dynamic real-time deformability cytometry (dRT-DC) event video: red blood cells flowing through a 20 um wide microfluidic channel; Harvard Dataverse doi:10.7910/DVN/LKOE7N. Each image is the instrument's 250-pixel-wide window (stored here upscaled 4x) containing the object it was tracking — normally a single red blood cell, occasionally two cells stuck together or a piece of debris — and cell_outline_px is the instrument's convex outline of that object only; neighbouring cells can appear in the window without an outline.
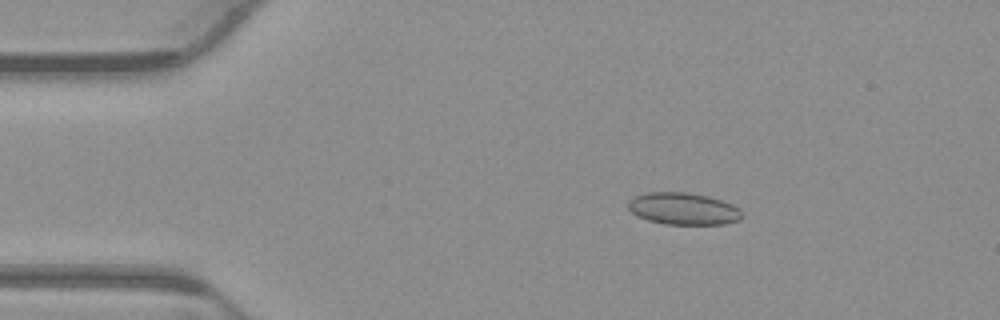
{"species": "common noctule bat (a hibernating species)", "species_latin": "Nyctalus noctula", "temperature_condition": "warm", "stored_images_in_passage": 53, "camera_frame_rate_fps": 3000, "um_per_image_px": 0.085, "animal": {"sex": "male", "body_mass_g": 23.1, "forearm_length_mm": 52.7}, "frame": {"image": 1, "passage_image": 9, "time_ms": 2.667, "image_size_px": [1000, 320], "cell_outline_px": [[744, 216], [740, 220], [724, 224], [664, 224], [648, 220], [632, 212], [628, 208], [628, 200], [636, 196], [648, 192], [688, 192], [708, 196], [732, 204], [740, 208], [744, 212]], "centroid_in_image_um": [58.13, 17.74], "position_along_channel_um": 26.9, "area_um2": 21.33}}
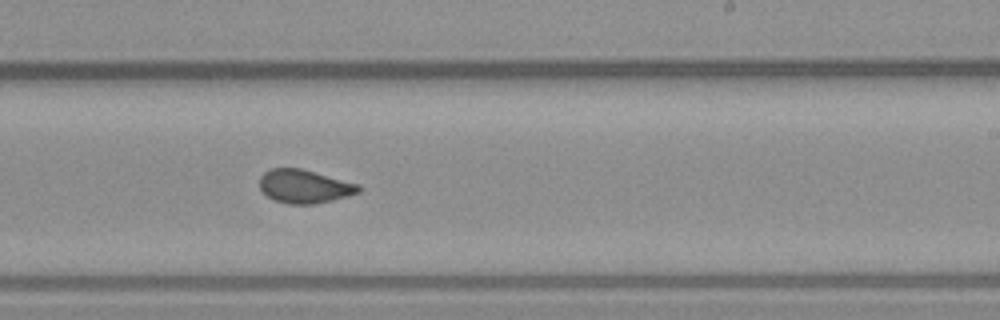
{"frame": {"image": 2, "passage_image": 32, "time_ms": 10.333, "image_size_px": [1000, 320], "cell_outline_px": [[364, 188], [360, 192], [348, 196], [316, 204], [288, 204], [272, 200], [260, 188], [260, 176], [264, 172], [272, 168], [300, 168], [360, 184]], "centroid_in_image_um": [25.91, 15.85], "position_along_channel_um": 263.1, "area_um2": 19.48}}
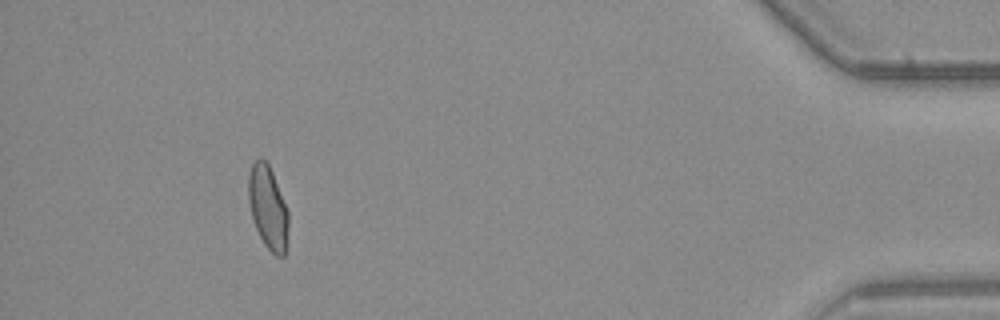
{"frame": {"image": 3, "passage_image": 49, "time_ms": 16.0, "image_size_px": [1000, 320], "cell_outline_px": [[288, 228], [284, 256], [276, 256], [264, 244], [252, 220], [248, 200], [248, 176], [252, 164], [260, 156], [268, 164], [272, 172], [288, 212]], "centroid_in_image_um": [22.75, 17.63], "position_along_channel_um": 412.4, "area_um2": 19.19}, "authors_computed_cell_mechanics": {"area_um2": 19.8832, "velocity_mm_per_s": 3.8421, "shape_relaxation_time_tau1_ms": null, "shape_relaxation_time_tau2_ms": 0.8794, "deformation_change_tau1": null, "deformation_change_tau2": 0.0701}}